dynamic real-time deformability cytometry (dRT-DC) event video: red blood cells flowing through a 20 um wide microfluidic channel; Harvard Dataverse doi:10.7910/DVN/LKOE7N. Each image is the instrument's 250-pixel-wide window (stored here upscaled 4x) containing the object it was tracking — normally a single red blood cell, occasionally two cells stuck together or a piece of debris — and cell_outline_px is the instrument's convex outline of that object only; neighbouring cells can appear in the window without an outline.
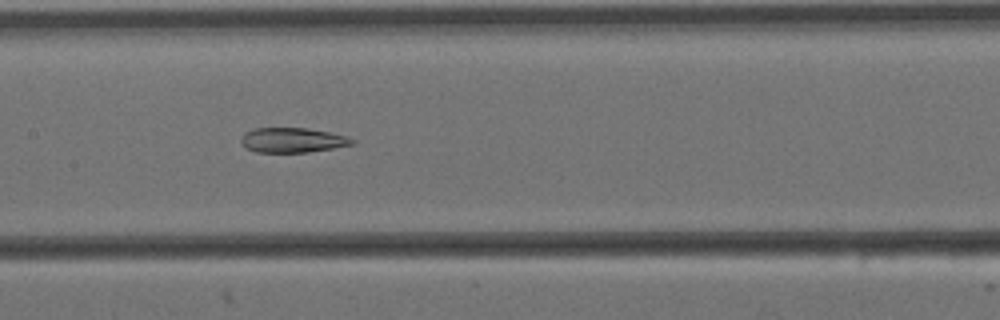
{"species": "Egyptian fruit bat (a non-hibernating species)", "species_latin": "Rousettus aegyptiacus", "temperature_condition": "cold", "stored_images_in_passage": 9, "camera_frame_rate_fps": 3000, "um_per_image_px": 0.085, "animal": {"sex": "female"}, "frame": {"image": 1, "passage_image": 7, "time_ms": 2.0, "image_size_px": [1000, 320], "cell_outline_px": [[356, 144], [308, 152], [256, 152], [248, 148], [240, 140], [244, 132], [252, 128], [308, 128], [348, 136], [356, 140]], "centroid_in_image_um": [24.89, 11.9], "position_along_channel_um": 182.5, "area_um2": 16.07}}
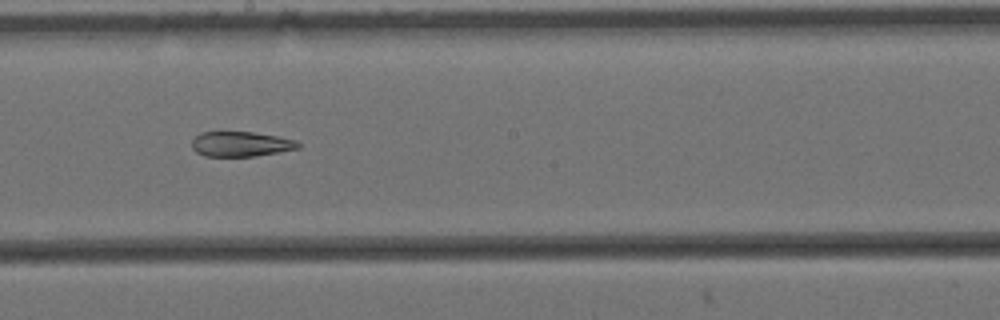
{"frame": {"image": 2, "passage_image": 8, "time_ms": 2.333, "image_size_px": [1000, 320], "cell_outline_px": [[300, 148], [280, 152], [252, 156], [204, 156], [196, 152], [192, 148], [192, 140], [200, 132], [252, 132], [276, 136], [296, 140], [300, 144]], "centroid_in_image_um": [20.46, 12.24], "position_along_channel_um": 227.7, "area_um2": 15.43}}
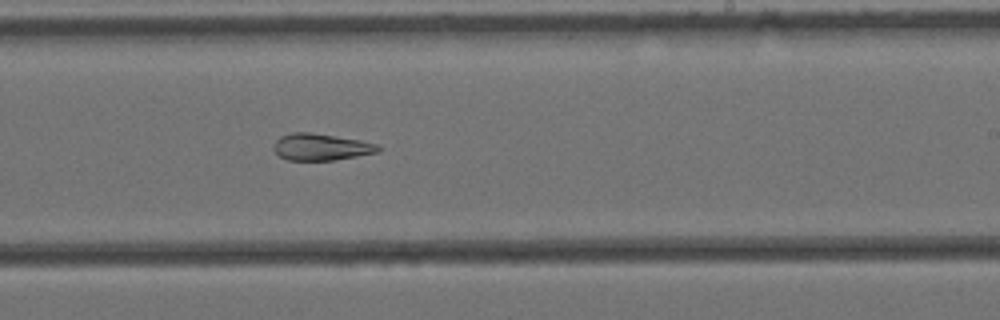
{"frame": {"image": 3, "passage_image": 9, "time_ms": 2.667, "image_size_px": [1000, 320], "cell_outline_px": [[380, 152], [336, 160], [288, 160], [280, 156], [272, 148], [276, 140], [280, 136], [292, 132], [308, 132], [360, 140], [380, 144]], "centroid_in_image_um": [27.31, 12.5], "position_along_channel_um": 261.7, "area_um2": 16.36}}